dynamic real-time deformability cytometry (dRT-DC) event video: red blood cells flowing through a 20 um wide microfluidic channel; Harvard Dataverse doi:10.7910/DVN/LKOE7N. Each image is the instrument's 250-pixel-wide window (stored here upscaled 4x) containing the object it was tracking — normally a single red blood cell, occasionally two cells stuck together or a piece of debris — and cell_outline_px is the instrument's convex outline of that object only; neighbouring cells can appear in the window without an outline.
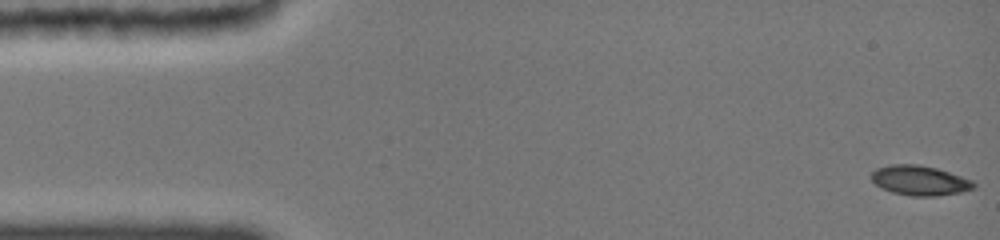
{"species": "common noctule bat (a hibernating species)", "species_latin": "Nyctalus noctula", "temperature_condition": "cold", "stored_images_in_passage": 21, "camera_frame_rate_fps": 3000, "um_per_image_px": 0.085, "animal": {"sex": "female", "body_mass_g": 19.0, "forearm_length_mm": 51.5}, "frame": {"image": 1, "passage_image": 1, "time_ms": 0.0, "image_size_px": [1000, 240], "cell_outline_px": [[976, 188], [960, 192], [936, 196], [912, 196], [892, 192], [880, 188], [872, 180], [872, 172], [876, 168], [892, 164], [920, 164], [936, 168], [972, 180], [976, 184]], "centroid_in_image_um": [78.17, 15.34], "position_along_channel_um": 6.8, "area_um2": 17.74}}
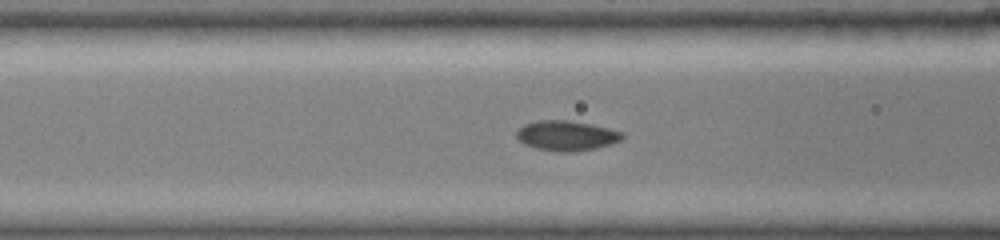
{"frame": {"image": 2, "passage_image": 15, "time_ms": 6.0, "image_size_px": [1000, 240], "cell_outline_px": [[624, 136], [620, 140], [612, 144], [596, 148], [572, 152], [560, 152], [536, 148], [524, 144], [516, 136], [516, 132], [524, 124], [540, 120], [564, 120], [588, 124], [624, 132]], "centroid_in_image_um": [48.15, 11.54], "position_along_channel_um": 118.5, "area_um2": 18.26}}
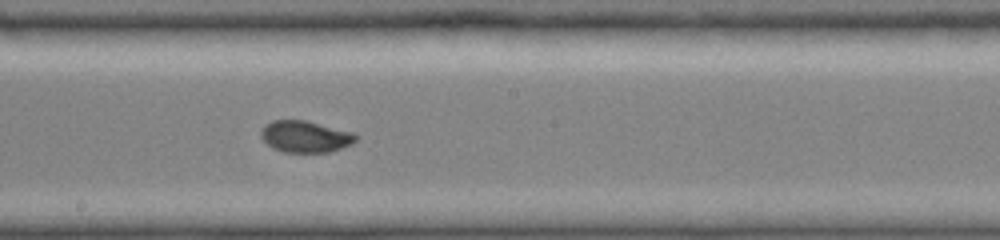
{"frame": {"image": 3, "passage_image": 21, "time_ms": 8.667, "image_size_px": [1000, 240], "cell_outline_px": [[356, 140], [352, 144], [332, 152], [284, 152], [268, 144], [264, 140], [264, 128], [272, 120], [304, 120], [352, 132], [356, 136]], "centroid_in_image_um": [26.02, 11.62], "position_along_channel_um": 222.2, "area_um2": 16.94}}